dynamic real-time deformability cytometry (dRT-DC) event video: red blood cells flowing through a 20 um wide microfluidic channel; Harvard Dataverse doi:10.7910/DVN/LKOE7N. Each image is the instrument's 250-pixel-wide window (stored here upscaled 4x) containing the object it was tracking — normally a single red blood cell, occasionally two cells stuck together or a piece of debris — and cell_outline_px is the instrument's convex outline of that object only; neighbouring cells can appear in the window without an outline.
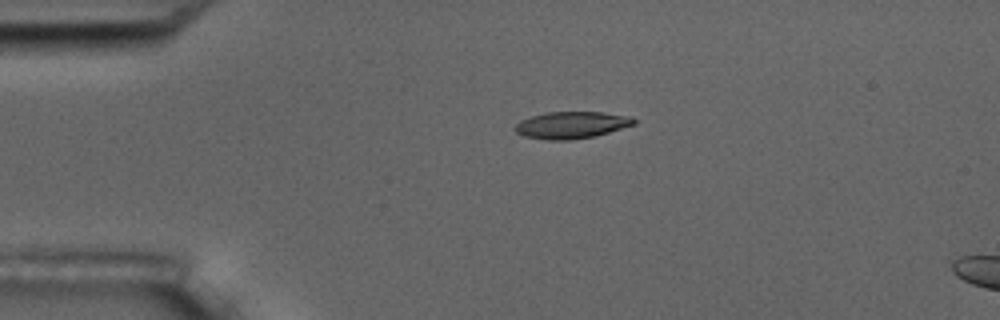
{"species": "common noctule bat (a hibernating species)", "species_latin": "Nyctalus noctula", "temperature_condition": "room temperature", "stored_images_in_passage": 6, "camera_frame_rate_fps": 3000, "um_per_image_px": 0.085, "animal": {"sex": "male", "body_mass_g": 17.5, "forearm_length_mm": 52.3}, "frame": {"image": 1, "passage_image": 6, "time_ms": 6.667, "image_size_px": [1000, 320], "cell_outline_px": [[636, 124], [596, 136], [572, 140], [548, 140], [524, 136], [516, 132], [512, 128], [520, 120], [544, 112], [604, 112], [632, 116], [636, 120]], "centroid_in_image_um": [48.59, 10.62], "position_along_channel_um": 36.4, "area_um2": 18.9}}